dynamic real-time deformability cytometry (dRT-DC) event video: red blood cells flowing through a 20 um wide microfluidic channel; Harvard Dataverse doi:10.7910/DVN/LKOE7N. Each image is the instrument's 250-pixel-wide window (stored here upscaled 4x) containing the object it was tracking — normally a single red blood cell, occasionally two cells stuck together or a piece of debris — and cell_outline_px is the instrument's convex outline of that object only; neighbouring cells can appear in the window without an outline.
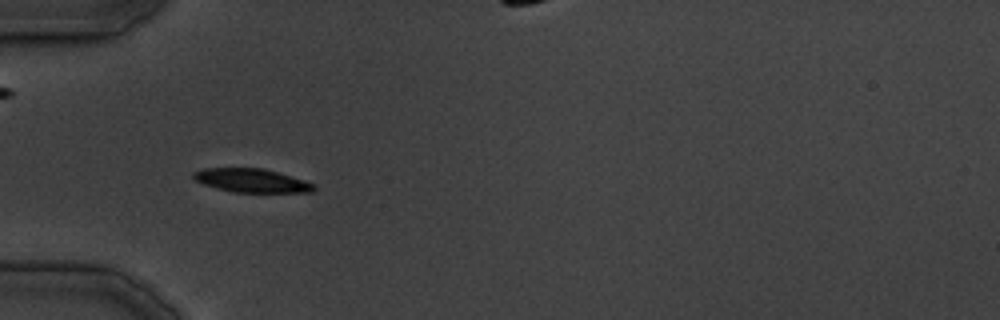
{"species": "common noctule bat (a hibernating species)", "species_latin": "Nyctalus noctula", "temperature_condition": "cold", "stored_images_in_passage": 28, "camera_frame_rate_fps": 3000, "um_per_image_px": 0.085, "animal": {"sex": "male", "body_mass_g": 19.5, "forearm_length_mm": 54.6}, "frame": {"image": 1, "passage_image": 1, "time_ms": 0.0, "image_size_px": [1000, 320], "cell_outline_px": [[316, 188], [312, 192], [232, 192], [216, 188], [204, 184], [196, 180], [192, 176], [192, 172], [204, 168], [264, 168], [304, 180], [316, 184]], "centroid_in_image_um": [21.39, 15.34], "position_along_channel_um": 63.6, "area_um2": 16.59}}
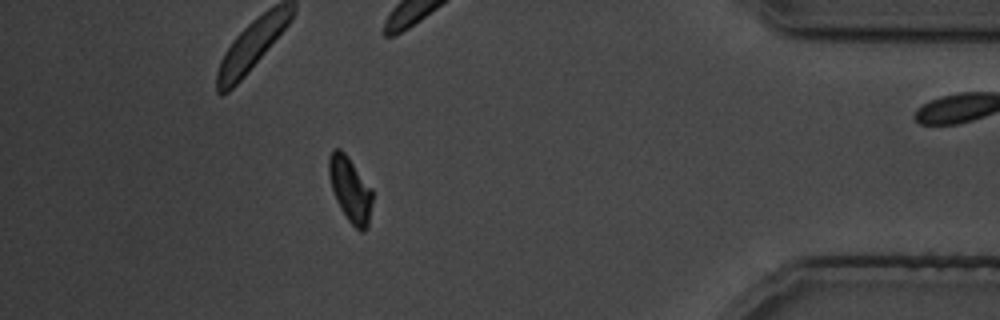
{"frame": {"image": 2, "passage_image": 24, "time_ms": 26.333, "image_size_px": [1000, 320], "cell_outline_px": [[372, 200], [368, 224], [364, 232], [360, 232], [348, 220], [340, 208], [336, 200], [328, 176], [328, 156], [332, 148], [340, 148], [348, 156], [372, 188]], "centroid_in_image_um": [29.75, 16.06], "position_along_channel_um": 405.5, "area_um2": 16.59}}